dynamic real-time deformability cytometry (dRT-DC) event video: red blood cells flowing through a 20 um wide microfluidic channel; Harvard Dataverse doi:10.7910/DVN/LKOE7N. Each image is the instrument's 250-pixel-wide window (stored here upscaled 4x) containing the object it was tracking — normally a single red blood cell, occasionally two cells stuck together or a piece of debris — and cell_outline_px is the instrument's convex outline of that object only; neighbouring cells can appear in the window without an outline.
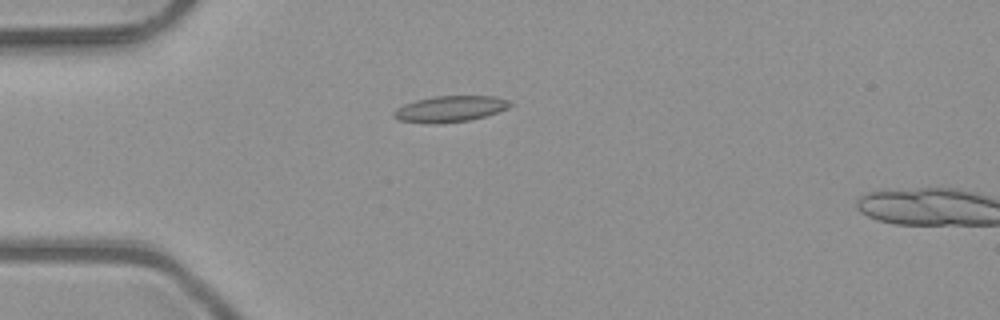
{"species": "common noctule bat (a hibernating species)", "species_latin": "Nyctalus noctula", "temperature_condition": "room temperature", "stored_images_in_passage": 5, "camera_frame_rate_fps": 3000, "um_per_image_px": 0.085, "animal": {"sex": "male", "body_mass_g": 23.1, "forearm_length_mm": 52.7}, "frame": {"image": 1, "passage_image": 4, "time_ms": 1.0, "image_size_px": [1000, 320], "cell_outline_px": [[516, 104], [508, 108], [484, 116], [468, 120], [436, 124], [400, 120], [392, 116], [392, 112], [396, 108], [404, 104], [416, 100], [432, 96], [492, 96], [508, 100]], "centroid_in_image_um": [38.25, 9.24], "position_along_channel_um": 46.8, "area_um2": 17.63}}